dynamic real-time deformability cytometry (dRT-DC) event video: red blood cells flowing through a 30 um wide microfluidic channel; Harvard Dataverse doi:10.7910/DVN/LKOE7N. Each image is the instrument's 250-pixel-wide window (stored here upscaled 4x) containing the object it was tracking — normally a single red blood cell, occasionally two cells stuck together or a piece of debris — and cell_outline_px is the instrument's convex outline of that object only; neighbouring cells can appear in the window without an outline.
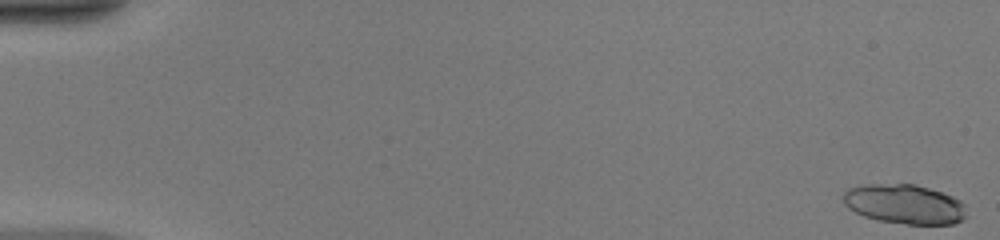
{"species": "common noctule bat (a hibernating species)", "species_latin": "Nyctalus noctula", "temperature_condition": "warm", "stored_images_in_passage": 50, "camera_frame_rate_fps": 3000, "um_per_image_px": 0.085, "animal": {"sex": "female", "body_mass_g": 20.0, "forearm_length_mm": 54.0}, "frame": {"image": 1, "passage_image": 1, "time_ms": 0.0, "image_size_px": [1000, 240], "cell_outline_px": [[968, 216], [964, 220], [952, 224], [908, 224], [880, 220], [864, 216], [848, 208], [844, 204], [844, 192], [848, 188], [868, 184], [916, 184], [952, 196], [960, 200], [964, 204]], "centroid_in_image_um": [76.92, 17.35], "position_along_channel_um": 8.1, "area_um2": 28.38}}
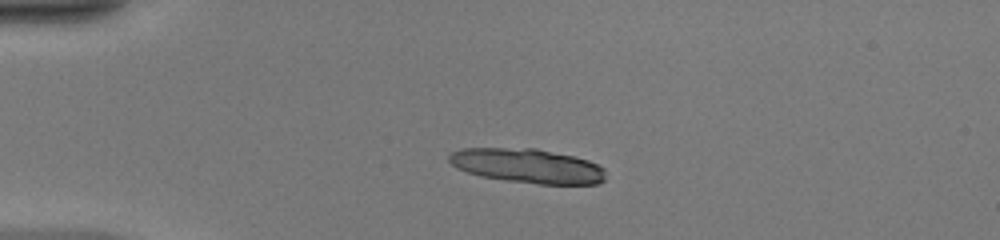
{"frame": {"image": 2, "passage_image": 13, "time_ms": 4.0, "image_size_px": [1000, 240], "cell_outline_px": [[604, 180], [600, 184], [540, 184], [508, 180], [480, 176], [456, 168], [448, 160], [448, 156], [452, 152], [460, 148], [536, 148], [572, 156], [588, 160], [604, 168]], "centroid_in_image_um": [44.82, 14.09], "position_along_channel_um": 40.2, "area_um2": 31.27}, "authors_computed_cell_mechanics": {"area_um2": 28.2931, "velocity_mm_per_s": 4.1615, "shape_relaxation_time_tau1_ms": 4.2453, "shape_relaxation_time_tau2_ms": 3.957, "deformation_change_tau1": 0.1563, "deformation_change_tau2": 0.0537}}